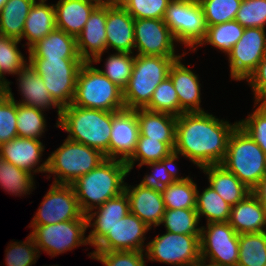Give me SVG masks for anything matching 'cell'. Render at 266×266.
<instances>
[{
  "mask_svg": "<svg viewBox=\"0 0 266 266\" xmlns=\"http://www.w3.org/2000/svg\"><path fill=\"white\" fill-rule=\"evenodd\" d=\"M238 125L205 112H184L177 116L174 154L188 158L200 169L221 164L228 140Z\"/></svg>",
  "mask_w": 266,
  "mask_h": 266,
  "instance_id": "6da1fadb",
  "label": "cell"
},
{
  "mask_svg": "<svg viewBox=\"0 0 266 266\" xmlns=\"http://www.w3.org/2000/svg\"><path fill=\"white\" fill-rule=\"evenodd\" d=\"M128 173L130 172L124 161L106 158L73 182L71 185L82 212L86 215L107 200L122 194Z\"/></svg>",
  "mask_w": 266,
  "mask_h": 266,
  "instance_id": "7a4b0ae2",
  "label": "cell"
},
{
  "mask_svg": "<svg viewBox=\"0 0 266 266\" xmlns=\"http://www.w3.org/2000/svg\"><path fill=\"white\" fill-rule=\"evenodd\" d=\"M112 112L70 104L61 109L56 127L69 135L67 139L100 151L109 159Z\"/></svg>",
  "mask_w": 266,
  "mask_h": 266,
  "instance_id": "3957f363",
  "label": "cell"
},
{
  "mask_svg": "<svg viewBox=\"0 0 266 266\" xmlns=\"http://www.w3.org/2000/svg\"><path fill=\"white\" fill-rule=\"evenodd\" d=\"M179 58L136 54L129 83L123 90L125 108H145L156 87L168 77L171 65Z\"/></svg>",
  "mask_w": 266,
  "mask_h": 266,
  "instance_id": "277c9868",
  "label": "cell"
},
{
  "mask_svg": "<svg viewBox=\"0 0 266 266\" xmlns=\"http://www.w3.org/2000/svg\"><path fill=\"white\" fill-rule=\"evenodd\" d=\"M72 104L110 112L125 109L123 90L94 67L93 62L82 64Z\"/></svg>",
  "mask_w": 266,
  "mask_h": 266,
  "instance_id": "5b68a950",
  "label": "cell"
},
{
  "mask_svg": "<svg viewBox=\"0 0 266 266\" xmlns=\"http://www.w3.org/2000/svg\"><path fill=\"white\" fill-rule=\"evenodd\" d=\"M252 190L266 173V154L239 125L231 133L221 163Z\"/></svg>",
  "mask_w": 266,
  "mask_h": 266,
  "instance_id": "8992f818",
  "label": "cell"
},
{
  "mask_svg": "<svg viewBox=\"0 0 266 266\" xmlns=\"http://www.w3.org/2000/svg\"><path fill=\"white\" fill-rule=\"evenodd\" d=\"M47 159L46 173L54 174L53 183L71 185L96 168L106 157L92 147L66 138Z\"/></svg>",
  "mask_w": 266,
  "mask_h": 266,
  "instance_id": "52a82bcc",
  "label": "cell"
},
{
  "mask_svg": "<svg viewBox=\"0 0 266 266\" xmlns=\"http://www.w3.org/2000/svg\"><path fill=\"white\" fill-rule=\"evenodd\" d=\"M28 62L61 109L72 104L82 59H28Z\"/></svg>",
  "mask_w": 266,
  "mask_h": 266,
  "instance_id": "ba28073f",
  "label": "cell"
},
{
  "mask_svg": "<svg viewBox=\"0 0 266 266\" xmlns=\"http://www.w3.org/2000/svg\"><path fill=\"white\" fill-rule=\"evenodd\" d=\"M164 22L176 41L191 48L190 51H196L206 36L207 26L198 0H171Z\"/></svg>",
  "mask_w": 266,
  "mask_h": 266,
  "instance_id": "9c48e42d",
  "label": "cell"
},
{
  "mask_svg": "<svg viewBox=\"0 0 266 266\" xmlns=\"http://www.w3.org/2000/svg\"><path fill=\"white\" fill-rule=\"evenodd\" d=\"M146 259L173 266L201 264L200 235L167 232L146 244Z\"/></svg>",
  "mask_w": 266,
  "mask_h": 266,
  "instance_id": "30bf717a",
  "label": "cell"
},
{
  "mask_svg": "<svg viewBox=\"0 0 266 266\" xmlns=\"http://www.w3.org/2000/svg\"><path fill=\"white\" fill-rule=\"evenodd\" d=\"M201 263L207 266H237L239 234L228 222H210L201 227ZM209 264H206V261Z\"/></svg>",
  "mask_w": 266,
  "mask_h": 266,
  "instance_id": "8fae6325",
  "label": "cell"
},
{
  "mask_svg": "<svg viewBox=\"0 0 266 266\" xmlns=\"http://www.w3.org/2000/svg\"><path fill=\"white\" fill-rule=\"evenodd\" d=\"M33 230L30 235L40 250L52 257L67 251L88 245V237H85L87 219H73L61 223L48 225H30Z\"/></svg>",
  "mask_w": 266,
  "mask_h": 266,
  "instance_id": "7c38bea8",
  "label": "cell"
},
{
  "mask_svg": "<svg viewBox=\"0 0 266 266\" xmlns=\"http://www.w3.org/2000/svg\"><path fill=\"white\" fill-rule=\"evenodd\" d=\"M30 225H48L73 219H87L72 185L52 184Z\"/></svg>",
  "mask_w": 266,
  "mask_h": 266,
  "instance_id": "4fadbf2b",
  "label": "cell"
},
{
  "mask_svg": "<svg viewBox=\"0 0 266 266\" xmlns=\"http://www.w3.org/2000/svg\"><path fill=\"white\" fill-rule=\"evenodd\" d=\"M266 54L265 29L245 28L240 40L228 53L230 78L235 81L247 80L256 70Z\"/></svg>",
  "mask_w": 266,
  "mask_h": 266,
  "instance_id": "5bb4252c",
  "label": "cell"
},
{
  "mask_svg": "<svg viewBox=\"0 0 266 266\" xmlns=\"http://www.w3.org/2000/svg\"><path fill=\"white\" fill-rule=\"evenodd\" d=\"M177 42L164 19H134V48L139 55L181 57Z\"/></svg>",
  "mask_w": 266,
  "mask_h": 266,
  "instance_id": "9a60e30c",
  "label": "cell"
},
{
  "mask_svg": "<svg viewBox=\"0 0 266 266\" xmlns=\"http://www.w3.org/2000/svg\"><path fill=\"white\" fill-rule=\"evenodd\" d=\"M148 227L137 216L129 212L120 219L108 234L95 246V251H146L143 247ZM144 248V249H143Z\"/></svg>",
  "mask_w": 266,
  "mask_h": 266,
  "instance_id": "2e32d148",
  "label": "cell"
},
{
  "mask_svg": "<svg viewBox=\"0 0 266 266\" xmlns=\"http://www.w3.org/2000/svg\"><path fill=\"white\" fill-rule=\"evenodd\" d=\"M139 134L137 109L112 112L109 159L126 162L135 151Z\"/></svg>",
  "mask_w": 266,
  "mask_h": 266,
  "instance_id": "e0dca14e",
  "label": "cell"
},
{
  "mask_svg": "<svg viewBox=\"0 0 266 266\" xmlns=\"http://www.w3.org/2000/svg\"><path fill=\"white\" fill-rule=\"evenodd\" d=\"M76 42L78 54L84 62L102 61V54L107 50L106 0L92 11Z\"/></svg>",
  "mask_w": 266,
  "mask_h": 266,
  "instance_id": "ac0fdd59",
  "label": "cell"
},
{
  "mask_svg": "<svg viewBox=\"0 0 266 266\" xmlns=\"http://www.w3.org/2000/svg\"><path fill=\"white\" fill-rule=\"evenodd\" d=\"M107 50L134 53V18L117 0H106ZM134 49V50H133Z\"/></svg>",
  "mask_w": 266,
  "mask_h": 266,
  "instance_id": "d6986e66",
  "label": "cell"
},
{
  "mask_svg": "<svg viewBox=\"0 0 266 266\" xmlns=\"http://www.w3.org/2000/svg\"><path fill=\"white\" fill-rule=\"evenodd\" d=\"M44 150L45 146L40 140L17 137L0 145V157L31 174L45 173L48 170V159L39 166Z\"/></svg>",
  "mask_w": 266,
  "mask_h": 266,
  "instance_id": "ffe728a7",
  "label": "cell"
},
{
  "mask_svg": "<svg viewBox=\"0 0 266 266\" xmlns=\"http://www.w3.org/2000/svg\"><path fill=\"white\" fill-rule=\"evenodd\" d=\"M95 210L97 211H90L86 214L87 227H94L88 235L89 245L93 247L108 234L120 219L130 212L128 196L123 192L96 207ZM92 220L93 222H91Z\"/></svg>",
  "mask_w": 266,
  "mask_h": 266,
  "instance_id": "44dd1931",
  "label": "cell"
},
{
  "mask_svg": "<svg viewBox=\"0 0 266 266\" xmlns=\"http://www.w3.org/2000/svg\"><path fill=\"white\" fill-rule=\"evenodd\" d=\"M124 192L128 196L130 212L142 220L148 227H158L165 213L162 193L136 184H125Z\"/></svg>",
  "mask_w": 266,
  "mask_h": 266,
  "instance_id": "7402d4cb",
  "label": "cell"
},
{
  "mask_svg": "<svg viewBox=\"0 0 266 266\" xmlns=\"http://www.w3.org/2000/svg\"><path fill=\"white\" fill-rule=\"evenodd\" d=\"M182 57L171 65L168 76L176 90L180 115L184 112H204L201 103V84L198 75L181 62Z\"/></svg>",
  "mask_w": 266,
  "mask_h": 266,
  "instance_id": "603a6c76",
  "label": "cell"
},
{
  "mask_svg": "<svg viewBox=\"0 0 266 266\" xmlns=\"http://www.w3.org/2000/svg\"><path fill=\"white\" fill-rule=\"evenodd\" d=\"M18 76V88L22 96L21 101L16 103L35 107L40 110L57 108L58 120L61 116V108L54 102L49 91L44 85L42 78L36 73L35 69L27 62L24 67L16 74Z\"/></svg>",
  "mask_w": 266,
  "mask_h": 266,
  "instance_id": "cb8c5ba5",
  "label": "cell"
},
{
  "mask_svg": "<svg viewBox=\"0 0 266 266\" xmlns=\"http://www.w3.org/2000/svg\"><path fill=\"white\" fill-rule=\"evenodd\" d=\"M103 0H59L54 5L56 28L77 37L92 11Z\"/></svg>",
  "mask_w": 266,
  "mask_h": 266,
  "instance_id": "d4e9b609",
  "label": "cell"
},
{
  "mask_svg": "<svg viewBox=\"0 0 266 266\" xmlns=\"http://www.w3.org/2000/svg\"><path fill=\"white\" fill-rule=\"evenodd\" d=\"M29 59H81L76 37L55 28L28 50Z\"/></svg>",
  "mask_w": 266,
  "mask_h": 266,
  "instance_id": "484cf974",
  "label": "cell"
},
{
  "mask_svg": "<svg viewBox=\"0 0 266 266\" xmlns=\"http://www.w3.org/2000/svg\"><path fill=\"white\" fill-rule=\"evenodd\" d=\"M228 223L238 234L266 231V211L258 199L250 193L236 205L231 206Z\"/></svg>",
  "mask_w": 266,
  "mask_h": 266,
  "instance_id": "4316f807",
  "label": "cell"
},
{
  "mask_svg": "<svg viewBox=\"0 0 266 266\" xmlns=\"http://www.w3.org/2000/svg\"><path fill=\"white\" fill-rule=\"evenodd\" d=\"M137 119L139 122V136L165 142L174 150L177 116L138 108Z\"/></svg>",
  "mask_w": 266,
  "mask_h": 266,
  "instance_id": "83f0119b",
  "label": "cell"
},
{
  "mask_svg": "<svg viewBox=\"0 0 266 266\" xmlns=\"http://www.w3.org/2000/svg\"><path fill=\"white\" fill-rule=\"evenodd\" d=\"M207 174L209 185L231 206L236 205L251 193L232 172L216 164L201 168Z\"/></svg>",
  "mask_w": 266,
  "mask_h": 266,
  "instance_id": "f1b7e54d",
  "label": "cell"
},
{
  "mask_svg": "<svg viewBox=\"0 0 266 266\" xmlns=\"http://www.w3.org/2000/svg\"><path fill=\"white\" fill-rule=\"evenodd\" d=\"M46 1L36 0L25 20L22 39L28 40V50L56 28L54 4L49 5Z\"/></svg>",
  "mask_w": 266,
  "mask_h": 266,
  "instance_id": "f546056e",
  "label": "cell"
},
{
  "mask_svg": "<svg viewBox=\"0 0 266 266\" xmlns=\"http://www.w3.org/2000/svg\"><path fill=\"white\" fill-rule=\"evenodd\" d=\"M36 0H7L0 10V35L22 40L25 20Z\"/></svg>",
  "mask_w": 266,
  "mask_h": 266,
  "instance_id": "4dcf8cb0",
  "label": "cell"
},
{
  "mask_svg": "<svg viewBox=\"0 0 266 266\" xmlns=\"http://www.w3.org/2000/svg\"><path fill=\"white\" fill-rule=\"evenodd\" d=\"M196 212L199 220L205 216L207 223L228 222L230 218L231 205L209 185L199 193L196 192Z\"/></svg>",
  "mask_w": 266,
  "mask_h": 266,
  "instance_id": "1f68e13d",
  "label": "cell"
},
{
  "mask_svg": "<svg viewBox=\"0 0 266 266\" xmlns=\"http://www.w3.org/2000/svg\"><path fill=\"white\" fill-rule=\"evenodd\" d=\"M173 155L174 150L165 142L139 136L134 153L125 163L130 172L135 162L140 161L137 165L141 168L143 165L162 161Z\"/></svg>",
  "mask_w": 266,
  "mask_h": 266,
  "instance_id": "d6a6232c",
  "label": "cell"
},
{
  "mask_svg": "<svg viewBox=\"0 0 266 266\" xmlns=\"http://www.w3.org/2000/svg\"><path fill=\"white\" fill-rule=\"evenodd\" d=\"M197 185L190 177H179L162 192L165 209H195Z\"/></svg>",
  "mask_w": 266,
  "mask_h": 266,
  "instance_id": "836d02e7",
  "label": "cell"
},
{
  "mask_svg": "<svg viewBox=\"0 0 266 266\" xmlns=\"http://www.w3.org/2000/svg\"><path fill=\"white\" fill-rule=\"evenodd\" d=\"M244 29L236 20L207 26L206 36L198 46L207 43L228 55L240 40Z\"/></svg>",
  "mask_w": 266,
  "mask_h": 266,
  "instance_id": "e575fe53",
  "label": "cell"
},
{
  "mask_svg": "<svg viewBox=\"0 0 266 266\" xmlns=\"http://www.w3.org/2000/svg\"><path fill=\"white\" fill-rule=\"evenodd\" d=\"M33 175L0 157V186L13 196L27 195L35 189Z\"/></svg>",
  "mask_w": 266,
  "mask_h": 266,
  "instance_id": "d590c367",
  "label": "cell"
},
{
  "mask_svg": "<svg viewBox=\"0 0 266 266\" xmlns=\"http://www.w3.org/2000/svg\"><path fill=\"white\" fill-rule=\"evenodd\" d=\"M237 266H266V231L239 234Z\"/></svg>",
  "mask_w": 266,
  "mask_h": 266,
  "instance_id": "8d00e7d4",
  "label": "cell"
},
{
  "mask_svg": "<svg viewBox=\"0 0 266 266\" xmlns=\"http://www.w3.org/2000/svg\"><path fill=\"white\" fill-rule=\"evenodd\" d=\"M196 209H166L162 217V222L167 232L200 235L201 227L199 224Z\"/></svg>",
  "mask_w": 266,
  "mask_h": 266,
  "instance_id": "74e56055",
  "label": "cell"
},
{
  "mask_svg": "<svg viewBox=\"0 0 266 266\" xmlns=\"http://www.w3.org/2000/svg\"><path fill=\"white\" fill-rule=\"evenodd\" d=\"M176 160L178 157L174 154L165 160L146 164L151 167V173L145 175L139 184L162 193L169 184L174 183L179 178L175 165Z\"/></svg>",
  "mask_w": 266,
  "mask_h": 266,
  "instance_id": "f35d334b",
  "label": "cell"
},
{
  "mask_svg": "<svg viewBox=\"0 0 266 266\" xmlns=\"http://www.w3.org/2000/svg\"><path fill=\"white\" fill-rule=\"evenodd\" d=\"M44 115L43 110L17 103L18 137L40 140L47 126Z\"/></svg>",
  "mask_w": 266,
  "mask_h": 266,
  "instance_id": "ab89813d",
  "label": "cell"
},
{
  "mask_svg": "<svg viewBox=\"0 0 266 266\" xmlns=\"http://www.w3.org/2000/svg\"><path fill=\"white\" fill-rule=\"evenodd\" d=\"M21 41L0 35V79L10 85L4 74L16 75L28 62L20 52Z\"/></svg>",
  "mask_w": 266,
  "mask_h": 266,
  "instance_id": "60d3db41",
  "label": "cell"
},
{
  "mask_svg": "<svg viewBox=\"0 0 266 266\" xmlns=\"http://www.w3.org/2000/svg\"><path fill=\"white\" fill-rule=\"evenodd\" d=\"M134 53L116 52L105 60V69L99 71L109 78L119 88L124 90L129 83L133 64Z\"/></svg>",
  "mask_w": 266,
  "mask_h": 266,
  "instance_id": "b9f144b4",
  "label": "cell"
},
{
  "mask_svg": "<svg viewBox=\"0 0 266 266\" xmlns=\"http://www.w3.org/2000/svg\"><path fill=\"white\" fill-rule=\"evenodd\" d=\"M145 109L180 116L179 99L169 76L156 87L150 103Z\"/></svg>",
  "mask_w": 266,
  "mask_h": 266,
  "instance_id": "7bdbcfd3",
  "label": "cell"
},
{
  "mask_svg": "<svg viewBox=\"0 0 266 266\" xmlns=\"http://www.w3.org/2000/svg\"><path fill=\"white\" fill-rule=\"evenodd\" d=\"M204 13L206 26L235 20L242 0H198Z\"/></svg>",
  "mask_w": 266,
  "mask_h": 266,
  "instance_id": "ee69618b",
  "label": "cell"
},
{
  "mask_svg": "<svg viewBox=\"0 0 266 266\" xmlns=\"http://www.w3.org/2000/svg\"><path fill=\"white\" fill-rule=\"evenodd\" d=\"M134 19H164L171 0H117Z\"/></svg>",
  "mask_w": 266,
  "mask_h": 266,
  "instance_id": "f6af8a7d",
  "label": "cell"
},
{
  "mask_svg": "<svg viewBox=\"0 0 266 266\" xmlns=\"http://www.w3.org/2000/svg\"><path fill=\"white\" fill-rule=\"evenodd\" d=\"M6 248V266H32L39 258V251L31 235L26 241L13 242Z\"/></svg>",
  "mask_w": 266,
  "mask_h": 266,
  "instance_id": "bcb514c9",
  "label": "cell"
},
{
  "mask_svg": "<svg viewBox=\"0 0 266 266\" xmlns=\"http://www.w3.org/2000/svg\"><path fill=\"white\" fill-rule=\"evenodd\" d=\"M6 89L8 98L0 105V145L18 137L17 103L9 85Z\"/></svg>",
  "mask_w": 266,
  "mask_h": 266,
  "instance_id": "7dc6e473",
  "label": "cell"
},
{
  "mask_svg": "<svg viewBox=\"0 0 266 266\" xmlns=\"http://www.w3.org/2000/svg\"><path fill=\"white\" fill-rule=\"evenodd\" d=\"M235 20L244 28L265 29L266 0H242Z\"/></svg>",
  "mask_w": 266,
  "mask_h": 266,
  "instance_id": "c3c4849f",
  "label": "cell"
},
{
  "mask_svg": "<svg viewBox=\"0 0 266 266\" xmlns=\"http://www.w3.org/2000/svg\"><path fill=\"white\" fill-rule=\"evenodd\" d=\"M90 258L96 259L104 266H146V253L140 251H92Z\"/></svg>",
  "mask_w": 266,
  "mask_h": 266,
  "instance_id": "681fc988",
  "label": "cell"
},
{
  "mask_svg": "<svg viewBox=\"0 0 266 266\" xmlns=\"http://www.w3.org/2000/svg\"><path fill=\"white\" fill-rule=\"evenodd\" d=\"M238 125L266 154V104H259L252 114H248L247 118L238 121Z\"/></svg>",
  "mask_w": 266,
  "mask_h": 266,
  "instance_id": "f907efd6",
  "label": "cell"
},
{
  "mask_svg": "<svg viewBox=\"0 0 266 266\" xmlns=\"http://www.w3.org/2000/svg\"><path fill=\"white\" fill-rule=\"evenodd\" d=\"M246 81L254 93V107L258 104H266V54Z\"/></svg>",
  "mask_w": 266,
  "mask_h": 266,
  "instance_id": "816d5d0a",
  "label": "cell"
},
{
  "mask_svg": "<svg viewBox=\"0 0 266 266\" xmlns=\"http://www.w3.org/2000/svg\"><path fill=\"white\" fill-rule=\"evenodd\" d=\"M251 193L258 199L259 203L266 211V173L259 183L251 190Z\"/></svg>",
  "mask_w": 266,
  "mask_h": 266,
  "instance_id": "f5cc1de1",
  "label": "cell"
},
{
  "mask_svg": "<svg viewBox=\"0 0 266 266\" xmlns=\"http://www.w3.org/2000/svg\"><path fill=\"white\" fill-rule=\"evenodd\" d=\"M8 98L6 86H0V105Z\"/></svg>",
  "mask_w": 266,
  "mask_h": 266,
  "instance_id": "db71d44e",
  "label": "cell"
},
{
  "mask_svg": "<svg viewBox=\"0 0 266 266\" xmlns=\"http://www.w3.org/2000/svg\"><path fill=\"white\" fill-rule=\"evenodd\" d=\"M7 0H0V10L4 6Z\"/></svg>",
  "mask_w": 266,
  "mask_h": 266,
  "instance_id": "11a10c76",
  "label": "cell"
},
{
  "mask_svg": "<svg viewBox=\"0 0 266 266\" xmlns=\"http://www.w3.org/2000/svg\"><path fill=\"white\" fill-rule=\"evenodd\" d=\"M0 86H7V85L0 79Z\"/></svg>",
  "mask_w": 266,
  "mask_h": 266,
  "instance_id": "9f6ffc18",
  "label": "cell"
}]
</instances>
